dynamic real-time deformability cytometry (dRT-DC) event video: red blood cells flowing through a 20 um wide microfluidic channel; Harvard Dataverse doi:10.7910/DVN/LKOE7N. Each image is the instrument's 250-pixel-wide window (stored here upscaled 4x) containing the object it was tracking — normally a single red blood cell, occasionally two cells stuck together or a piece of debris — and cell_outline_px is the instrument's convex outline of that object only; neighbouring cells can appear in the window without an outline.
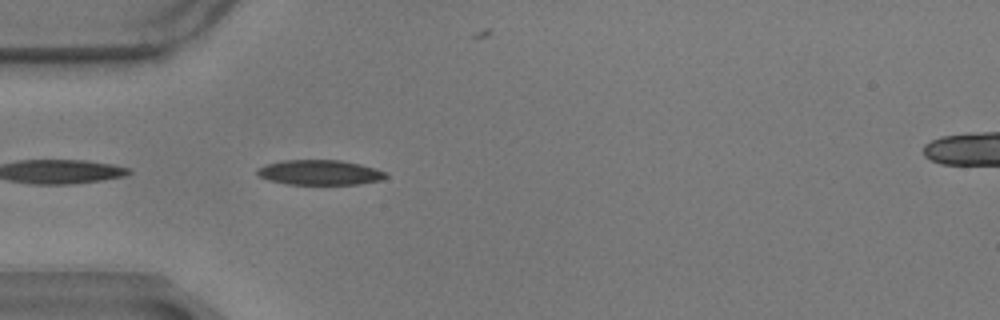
{"species": "common noctule bat (a hibernating species)", "species_latin": "Nyctalus noctula", "temperature_condition": "warm", "stored_images_in_passage": 12, "camera_frame_rate_fps": 3000, "um_per_image_px": 0.085, "animal": {"sex": "male", "body_mass_g": 17.9}, "frame": {"image": 1, "passage_image": 3, "time_ms": 0.667, "image_size_px": [1000, 320], "cell_outline_px": [[388, 176], [380, 180], [360, 184], [288, 184], [268, 180], [260, 176], [256, 172], [256, 168], [264, 164], [284, 160], [340, 160], [360, 164], [384, 172]], "centroid_in_image_um": [27.12, 14.65], "position_along_channel_um": 57.9, "area_um2": 18.61}}